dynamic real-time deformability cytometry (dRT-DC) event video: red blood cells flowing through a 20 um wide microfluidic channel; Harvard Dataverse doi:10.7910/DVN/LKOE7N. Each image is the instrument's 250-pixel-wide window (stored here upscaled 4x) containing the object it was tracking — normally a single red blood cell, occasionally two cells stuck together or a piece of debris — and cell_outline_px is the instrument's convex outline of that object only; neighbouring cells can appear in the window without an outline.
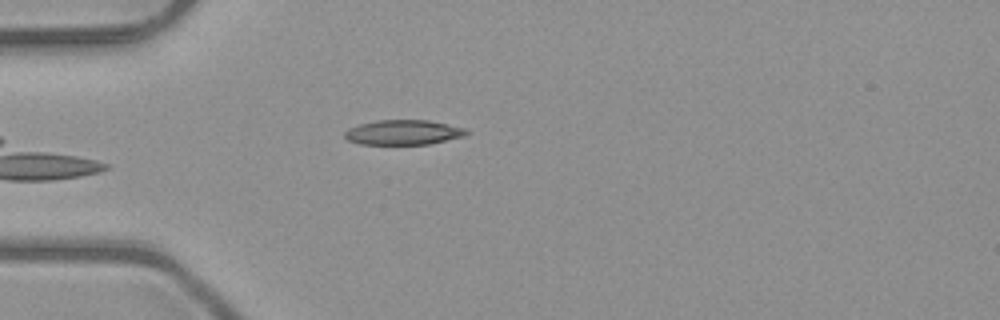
{"species": "common noctule bat (a hibernating species)", "species_latin": "Nyctalus noctula", "temperature_condition": "room temperature", "stored_images_in_passage": 26, "camera_frame_rate_fps": 3000, "um_per_image_px": 0.085, "animal": {"sex": "male", "body_mass_g": 23.1, "forearm_length_mm": 52.7}, "frame": {"image": 1, "passage_image": 2, "time_ms": 0.333, "image_size_px": [1000, 320], "cell_outline_px": [[468, 132], [464, 136], [428, 144], [360, 144], [348, 140], [344, 136], [344, 132], [348, 128], [360, 124], [376, 120], [428, 120], [448, 124], [464, 128]], "centroid_in_image_um": [34.25, 11.25], "position_along_channel_um": 50.8, "area_um2": 17.51}}
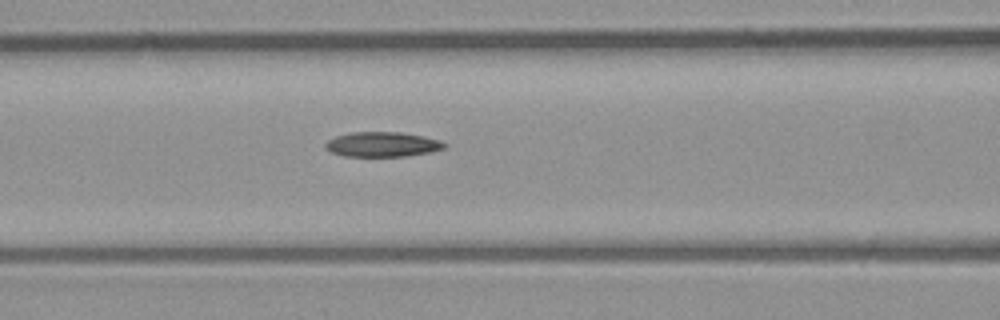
{"frame": {"image": 2, "passage_image": 9, "time_ms": 2.667, "image_size_px": [1000, 320], "cell_outline_px": [[448, 144], [444, 148], [432, 152], [408, 156], [344, 156], [332, 152], [324, 148], [324, 144], [328, 140], [336, 136], [352, 132], [400, 132], [424, 136], [440, 140]], "centroid_in_image_um": [32.52, 12.27], "position_along_channel_um": 134.1, "area_um2": 17.34}}
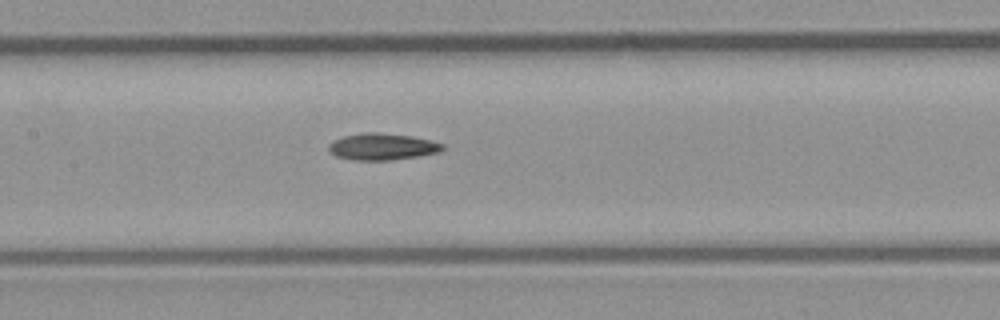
{"frame": {"image": 3, "passage_image": 12, "time_ms": 3.667, "image_size_px": [1000, 320], "cell_outline_px": [[444, 148], [440, 152], [392, 160], [352, 160], [336, 156], [328, 152], [328, 144], [344, 136], [368, 132], [380, 132], [412, 136], [444, 144]], "centroid_in_image_um": [32.47, 12.47], "position_along_channel_um": 174.9, "area_um2": 17.63}}